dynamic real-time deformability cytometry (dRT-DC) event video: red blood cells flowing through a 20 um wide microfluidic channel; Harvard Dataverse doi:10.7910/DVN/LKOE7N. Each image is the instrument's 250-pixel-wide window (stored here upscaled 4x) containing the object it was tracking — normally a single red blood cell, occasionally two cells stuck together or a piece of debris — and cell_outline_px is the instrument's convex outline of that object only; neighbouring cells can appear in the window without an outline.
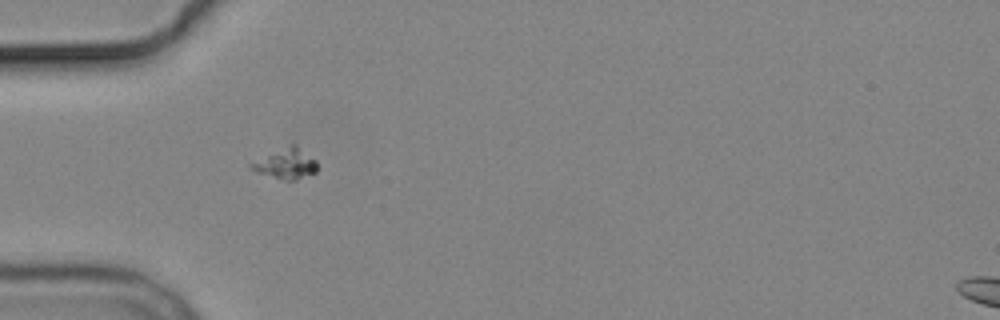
{"species": "common noctule bat (a hibernating species)", "species_latin": "Nyctalus noctula", "temperature_condition": "cold", "stored_images_in_passage": 10, "camera_frame_rate_fps": 3000, "um_per_image_px": 0.085, "animal": {"sex": "male", "body_mass_g": 19.2, "forearm_length_mm": 51.8}, "frame": {"image": 1, "passage_image": 1, "time_ms": 0.0, "image_size_px": [1000, 320], "cell_outline_px": [[316, 172], [296, 180], [284, 180], [256, 172], [248, 168], [248, 164], [292, 144], [296, 144], [316, 160]], "centroid_in_image_um": [24.31, 13.93], "position_along_channel_um": 60.7, "area_um2": 11.39}}
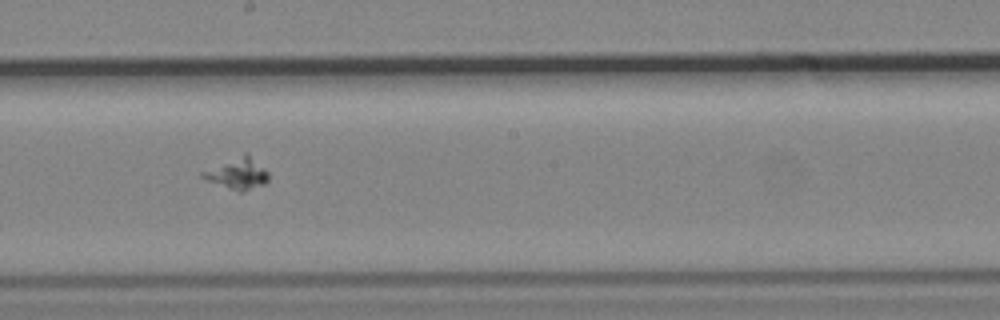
{"frame": {"image": 2, "passage_image": 5, "time_ms": 4.667, "image_size_px": [1000, 320], "cell_outline_px": [[268, 180], [264, 184], [244, 192], [240, 192], [228, 188], [208, 180], [200, 176], [200, 172], [244, 152], [248, 152], [268, 172]], "centroid_in_image_um": [20.2, 14.73], "position_along_channel_um": 228.0, "area_um2": 12.02}}
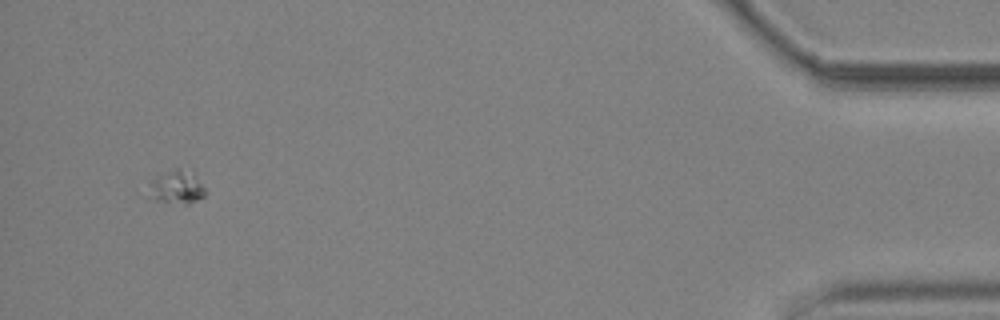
{"frame": {"image": 3, "passage_image": 10, "time_ms": 12.0, "image_size_px": [1000, 320], "cell_outline_px": [[204, 196], [188, 204], [184, 204], [156, 200], [152, 196], [152, 180], [176, 168], [196, 176], [204, 188]], "centroid_in_image_um": [15.08, 15.94], "position_along_channel_um": 420.1, "area_um2": 10.06}}